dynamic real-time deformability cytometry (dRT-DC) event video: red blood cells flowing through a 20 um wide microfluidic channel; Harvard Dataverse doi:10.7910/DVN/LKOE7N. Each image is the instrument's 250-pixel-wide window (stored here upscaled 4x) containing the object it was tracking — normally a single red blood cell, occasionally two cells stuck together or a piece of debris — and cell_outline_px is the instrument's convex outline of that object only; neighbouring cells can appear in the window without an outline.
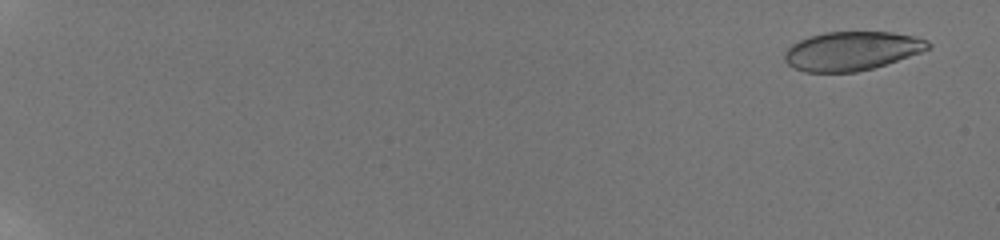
{"species": "human", "species_latin": "Homo sapiens", "temperature_condition": "room temperature", "stored_images_in_passage": 40, "camera_frame_rate_fps": 3000, "um_per_image_px": 0.085, "donor": {"sex": "male"}, "frame": {"image": 1, "passage_image": 2, "time_ms": 0.667, "image_size_px": [1000, 240], "cell_outline_px": [[932, 48], [872, 68], [856, 72], [804, 72], [788, 64], [784, 60], [784, 52], [792, 44], [808, 36], [824, 32], [892, 32], [912, 36], [928, 40], [932, 44]], "centroid_in_image_um": [72.38, 4.32], "position_along_channel_um": 12.6, "area_um2": 32.37}}
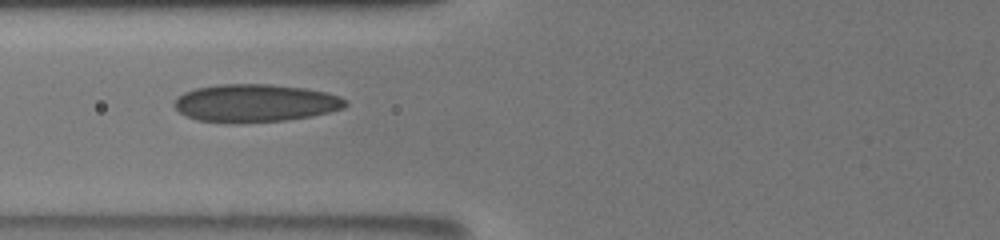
{"frame": {"image": 2, "passage_image": 16, "time_ms": 9.0, "image_size_px": [1000, 240], "cell_outline_px": [[348, 104], [344, 108], [312, 116], [284, 120], [196, 120], [180, 112], [172, 104], [184, 92], [196, 88], [220, 84], [268, 84], [304, 88], [324, 92], [340, 96]], "centroid_in_image_um": [21.73, 8.72], "position_along_channel_um": 104.1, "area_um2": 36.41}}
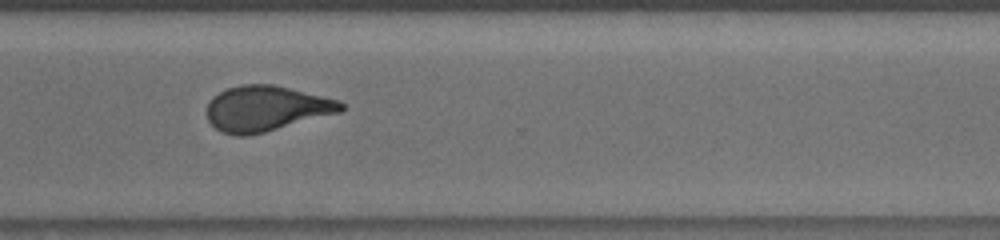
{"frame": {"image": 3, "passage_image": 34, "time_ms": 15.333, "image_size_px": [1000, 240], "cell_outline_px": [[344, 108], [340, 112], [264, 132], [248, 136], [236, 136], [220, 132], [208, 120], [208, 100], [212, 96], [228, 88], [240, 84], [272, 84], [336, 100], [344, 104]], "centroid_in_image_um": [22.56, 9.23], "position_along_channel_um": 348.0, "area_um2": 35.08}, "authors_computed_cell_mechanics": {"area_um2": 35.4603, "velocity_mm_per_s": 3.8461, "shape_relaxation_time_tau1_ms": 8.8605, "shape_relaxation_time_tau2_ms": 1.4889, "deformation_change_tau1": 0.2323, "deformation_change_tau2": 0.0957}}